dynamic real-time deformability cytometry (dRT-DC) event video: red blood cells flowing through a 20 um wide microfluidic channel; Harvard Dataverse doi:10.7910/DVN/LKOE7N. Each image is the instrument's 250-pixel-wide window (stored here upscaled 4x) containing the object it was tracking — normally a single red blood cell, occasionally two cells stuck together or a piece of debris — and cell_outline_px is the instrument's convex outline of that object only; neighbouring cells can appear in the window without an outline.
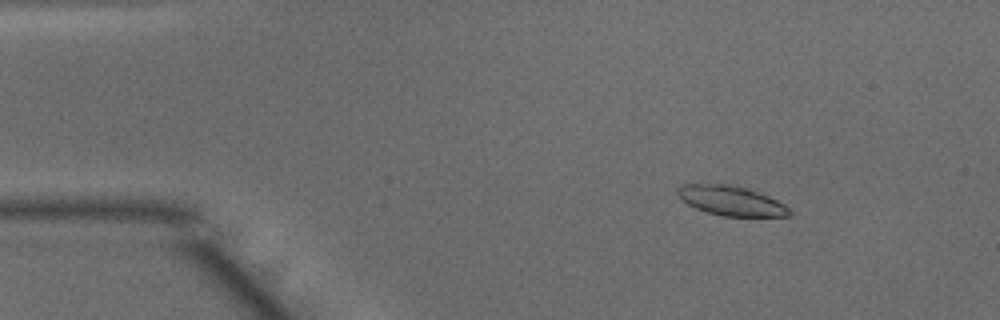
{"species": "common noctule bat (a hibernating species)", "species_latin": "Nyctalus noctula", "temperature_condition": "warm", "stored_images_in_passage": 45, "camera_frame_rate_fps": 3000, "um_per_image_px": 0.085, "animal": {"sex": "male", "body_mass_g": 15.6}, "frame": {"image": 1, "passage_image": 2, "time_ms": 0.333, "image_size_px": [1000, 320], "cell_outline_px": [[792, 216], [724, 216], [708, 212], [696, 208], [688, 204], [676, 192], [676, 188], [680, 184], [728, 184], [748, 188], [768, 196], [784, 204], [792, 212]], "centroid_in_image_um": [62.15, 17.05], "position_along_channel_um": 22.9, "area_um2": 19.19}}
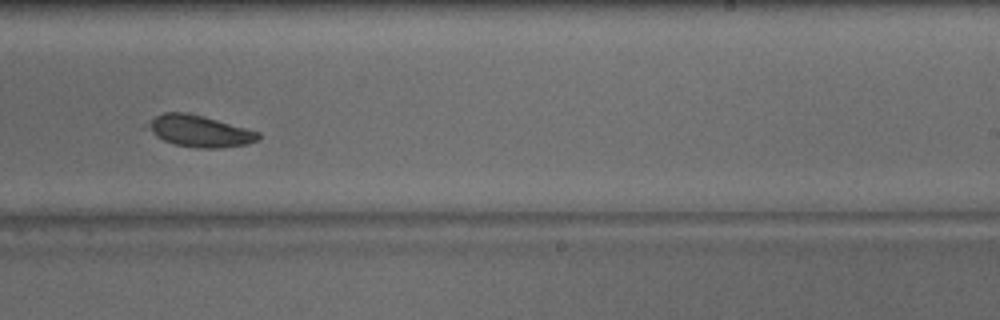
{"frame": {"image": 2, "passage_image": 26, "time_ms": 8.333, "image_size_px": [1000, 320], "cell_outline_px": [[260, 140], [248, 144], [216, 148], [196, 148], [176, 144], [164, 140], [140, 128], [156, 116], [164, 112], [188, 112], [204, 116], [260, 132]], "centroid_in_image_um": [16.91, 11.13], "position_along_channel_um": 272.1, "area_um2": 20.63}}
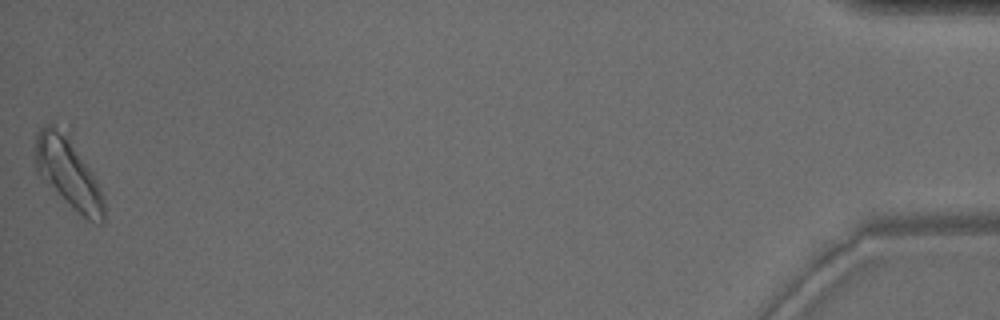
{"frame": {"image": 3, "passage_image": 45, "time_ms": 14.667, "image_size_px": [1000, 320], "cell_outline_px": [[104, 220], [100, 224], [88, 220], [36, 172], [36, 132], [40, 128], [52, 120], [92, 172], [96, 180], [104, 200]], "centroid_in_image_um": [5.79, 14.69], "position_along_channel_um": 429.4, "area_um2": 26.53}, "authors_computed_cell_mechanics": {"area_um2": 20.5768, "velocity_mm_per_s": 4.014, "shape_relaxation_time_tau1_ms": 0.9808, "shape_relaxation_time_tau2_ms": null, "deformation_change_tau1": 0.0419, "deformation_change_tau2": null}}